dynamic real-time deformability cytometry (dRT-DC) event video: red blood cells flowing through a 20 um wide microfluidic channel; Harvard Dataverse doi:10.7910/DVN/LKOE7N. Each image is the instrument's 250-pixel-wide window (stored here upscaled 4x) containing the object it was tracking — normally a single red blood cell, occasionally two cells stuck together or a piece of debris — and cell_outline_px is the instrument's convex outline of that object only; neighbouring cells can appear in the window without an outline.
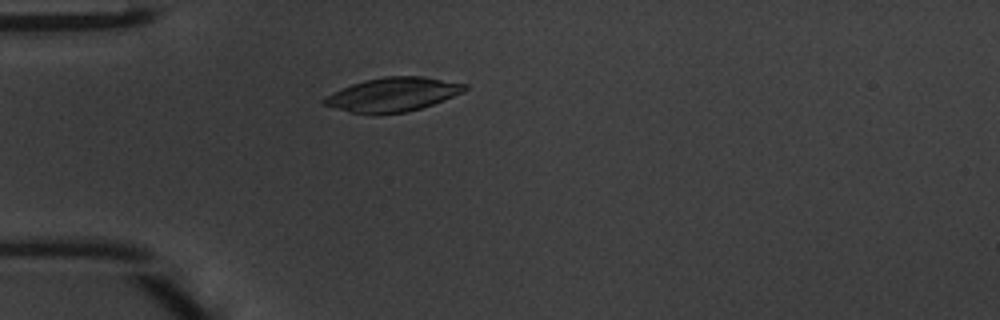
{"species": "common noctule bat (a hibernating species)", "species_latin": "Nyctalus noctula", "temperature_condition": "warm", "stored_images_in_passage": 45, "camera_frame_rate_fps": 3000, "um_per_image_px": 0.085, "animal": {"sex": "male", "body_mass_g": 20.1, "forearm_length_mm": 53.5}, "frame": {"image": 1, "passage_image": 11, "time_ms": 3.333, "image_size_px": [1000, 320], "cell_outline_px": [[468, 88], [464, 92], [444, 100], [420, 108], [404, 112], [372, 116], [352, 112], [336, 108], [324, 104], [320, 100], [332, 92], [352, 84], [364, 80], [384, 76], [420, 76], [468, 84]], "centroid_in_image_um": [33.38, 8.04], "position_along_channel_um": 51.6, "area_um2": 27.98}}
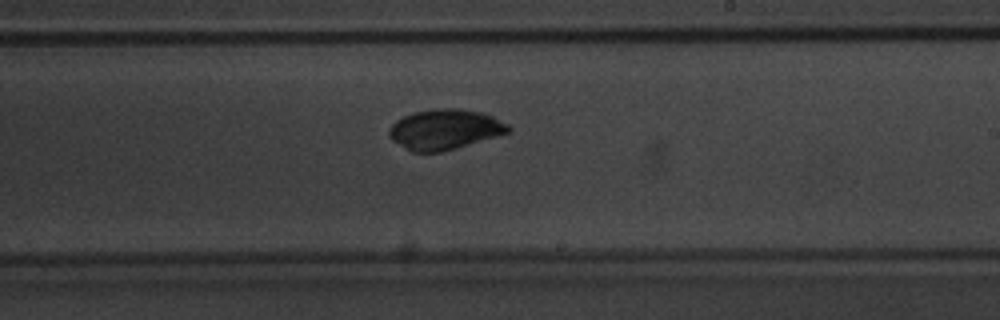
{"frame": {"image": 2, "passage_image": 26, "time_ms": 8.333, "image_size_px": [1000, 320], "cell_outline_px": [[512, 132], [500, 136], [456, 148], [440, 152], [412, 152], [404, 148], [392, 140], [388, 136], [388, 128], [396, 120], [412, 112], [436, 108], [456, 108], [480, 112], [492, 116], [508, 124], [512, 128]], "centroid_in_image_um": [37.81, 11.0], "position_along_channel_um": 251.2, "area_um2": 28.26}}
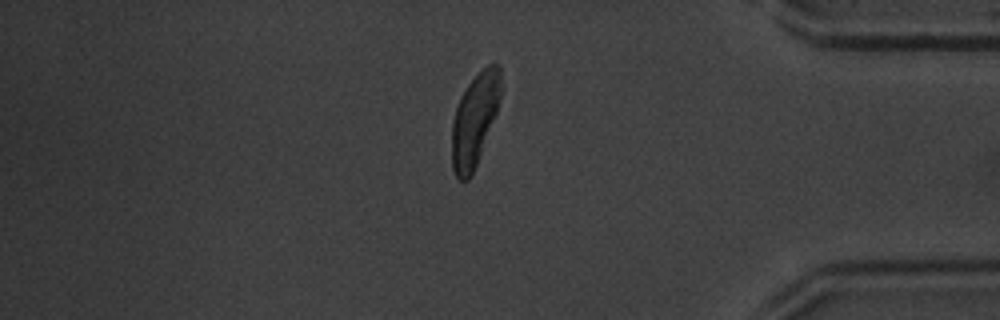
{"frame": {"image": 3, "passage_image": 38, "time_ms": 12.333, "image_size_px": [1000, 320], "cell_outline_px": [[504, 88], [496, 112], [476, 164], [468, 180], [460, 180], [456, 176], [452, 168], [452, 120], [460, 96], [468, 84], [488, 64], [496, 64], [500, 68]], "centroid_in_image_um": [40.36, 10.13], "position_along_channel_um": 394.8, "area_um2": 26.18}, "authors_computed_cell_mechanics": {"area_um2": 27.166, "velocity_mm_per_s": 4.2258, "shape_relaxation_time_tau1_ms": 4.0831, "shape_relaxation_time_tau2_ms": null, "deformation_change_tau1": 0.2409, "deformation_change_tau2": null}}